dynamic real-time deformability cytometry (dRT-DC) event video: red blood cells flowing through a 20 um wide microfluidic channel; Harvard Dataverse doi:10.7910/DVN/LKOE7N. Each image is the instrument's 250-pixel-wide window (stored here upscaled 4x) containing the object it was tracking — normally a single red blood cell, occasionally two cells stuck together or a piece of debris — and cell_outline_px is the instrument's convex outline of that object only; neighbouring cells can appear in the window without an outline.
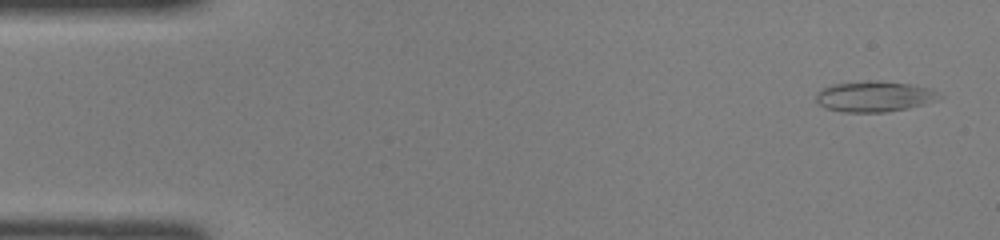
{"species": "common noctule bat (a hibernating species)", "species_latin": "Nyctalus noctula", "temperature_condition": "room temperature", "stored_images_in_passage": 9, "camera_frame_rate_fps": 3000, "um_per_image_px": 0.085, "animal": {"sex": "female", "body_mass_g": 22.0, "forearm_length_mm": 56.7}, "frame": {"image": 1, "passage_image": 1, "time_ms": 0.0, "image_size_px": [1000, 240], "cell_outline_px": [[944, 96], [936, 100], [924, 104], [908, 108], [884, 112], [840, 112], [824, 108], [816, 104], [816, 92], [832, 84], [868, 80], [876, 80], [908, 84], [932, 88], [940, 92]], "centroid_in_image_um": [74.31, 8.2], "position_along_channel_um": 10.7, "area_um2": 22.37}}